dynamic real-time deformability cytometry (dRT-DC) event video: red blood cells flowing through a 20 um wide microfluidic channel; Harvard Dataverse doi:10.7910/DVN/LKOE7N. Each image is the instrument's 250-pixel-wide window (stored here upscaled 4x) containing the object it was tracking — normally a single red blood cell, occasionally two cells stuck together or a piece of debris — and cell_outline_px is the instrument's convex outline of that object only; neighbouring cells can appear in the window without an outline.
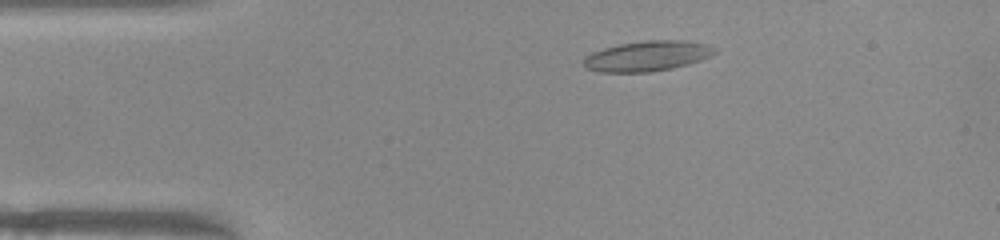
{"species": "common noctule bat (a hibernating species)", "species_latin": "Nyctalus noctula", "temperature_condition": "warm", "stored_images_in_passage": 42, "camera_frame_rate_fps": 3000, "um_per_image_px": 0.085, "animal": {"sex": "female", "body_mass_g": 22.0, "forearm_length_mm": 56.7}, "frame": {"image": 1, "passage_image": 7, "time_ms": 2.0, "image_size_px": [1000, 240], "cell_outline_px": [[716, 52], [700, 60], [688, 64], [672, 68], [648, 72], [600, 72], [588, 68], [584, 64], [584, 56], [592, 52], [604, 48], [620, 44], [648, 40], [684, 40], [708, 44], [716, 48]], "centroid_in_image_um": [55.03, 4.75], "position_along_channel_um": 30.0, "area_um2": 22.95}}
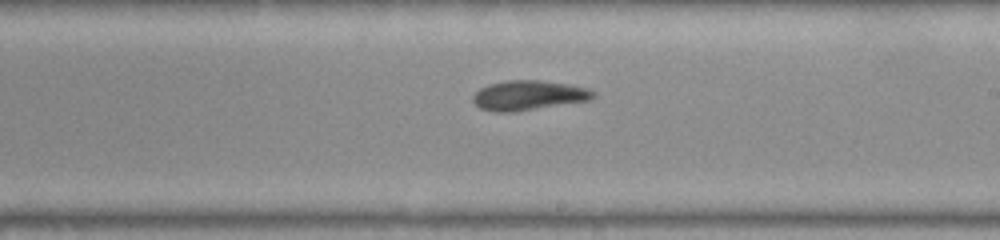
{"frame": {"image": 2, "passage_image": 27, "time_ms": 8.667, "image_size_px": [1000, 240], "cell_outline_px": [[596, 96], [588, 100], [516, 112], [492, 112], [480, 108], [472, 100], [472, 96], [480, 88], [488, 84], [508, 80], [536, 80], [568, 84], [588, 88], [596, 92]], "centroid_in_image_um": [44.9, 8.11], "position_along_channel_um": 244.1, "area_um2": 20.87}}
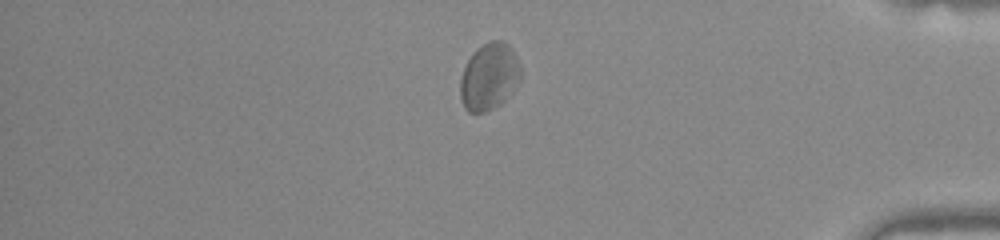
{"frame": {"image": 3, "passage_image": 41, "time_ms": 13.333, "image_size_px": [1000, 240], "cell_outline_px": [[520, 80], [512, 92], [500, 104], [484, 112], [468, 112], [464, 108], [460, 96], [460, 80], [464, 68], [468, 60], [476, 48], [488, 40], [500, 40], [508, 44], [512, 48], [520, 68]], "centroid_in_image_um": [41.57, 6.5], "position_along_channel_um": 393.6, "area_um2": 23.52}}